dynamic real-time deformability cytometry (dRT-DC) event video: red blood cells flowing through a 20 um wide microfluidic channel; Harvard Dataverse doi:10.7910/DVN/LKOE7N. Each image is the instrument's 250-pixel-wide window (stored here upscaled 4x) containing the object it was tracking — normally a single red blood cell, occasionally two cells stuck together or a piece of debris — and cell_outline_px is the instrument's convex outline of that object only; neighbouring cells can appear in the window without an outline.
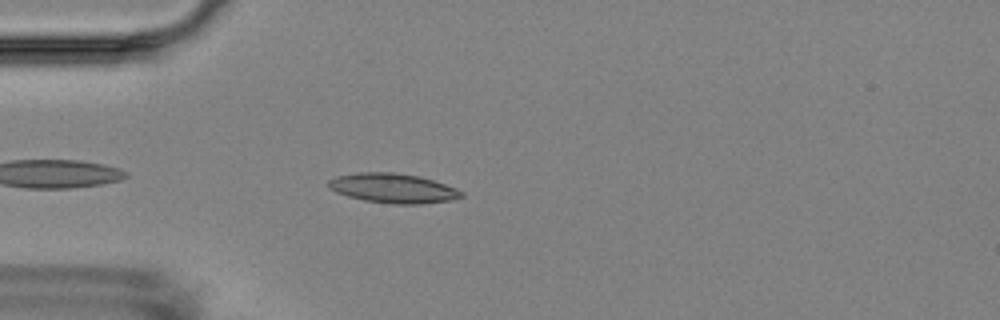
{"species": "Egyptian fruit bat (a non-hibernating species)", "species_latin": "Rousettus aegyptiacus", "temperature_condition": "room temperature", "stored_images_in_passage": 6, "camera_frame_rate_fps": 3000, "um_per_image_px": 0.085, "animal": {"sex": "female"}, "frame": {"image": 1, "passage_image": 4, "time_ms": 3.667, "image_size_px": [1000, 320], "cell_outline_px": [[464, 196], [452, 200], [420, 204], [392, 204], [364, 200], [348, 196], [336, 192], [328, 188], [328, 180], [336, 176], [360, 172], [392, 172], [420, 176], [456, 188], [464, 192]], "centroid_in_image_um": [33.41, 16.0], "position_along_channel_um": 51.6, "area_um2": 22.95}}
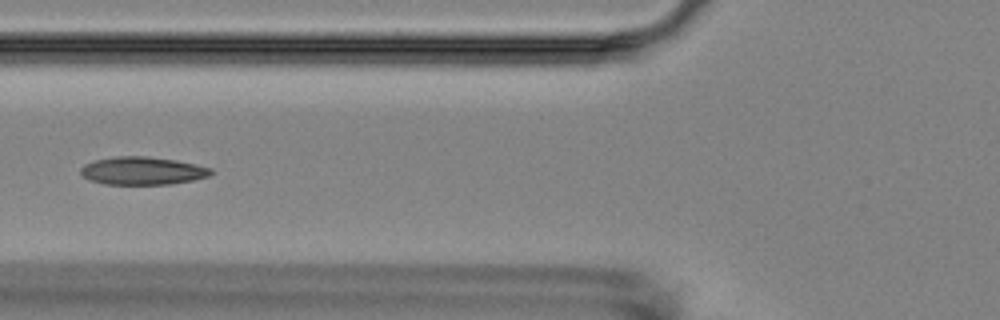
{"frame": {"image": 2, "passage_image": 6, "time_ms": 5.667, "image_size_px": [1000, 320], "cell_outline_px": [[212, 172], [208, 176], [192, 180], [172, 184], [104, 184], [88, 180], [80, 172], [80, 168], [84, 164], [96, 160], [116, 156], [144, 156], [176, 160], [196, 164], [212, 168]], "centroid_in_image_um": [12.09, 14.52], "position_along_channel_um": 113.7, "area_um2": 21.15}}